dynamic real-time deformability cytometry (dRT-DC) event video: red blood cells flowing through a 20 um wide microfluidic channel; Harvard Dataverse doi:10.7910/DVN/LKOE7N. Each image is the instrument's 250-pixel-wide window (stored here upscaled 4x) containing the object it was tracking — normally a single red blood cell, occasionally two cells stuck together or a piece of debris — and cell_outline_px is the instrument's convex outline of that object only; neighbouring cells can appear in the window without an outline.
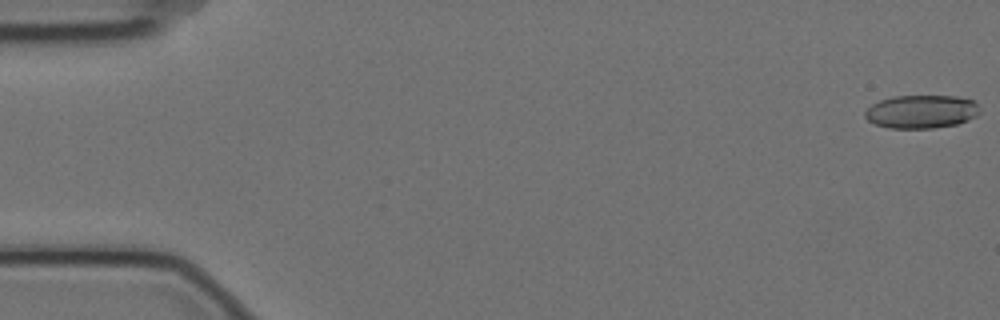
{"species": "Egyptian fruit bat (a non-hibernating species)", "species_latin": "Rousettus aegyptiacus", "temperature_condition": "cold", "stored_images_in_passage": 8, "camera_frame_rate_fps": 3000, "um_per_image_px": 0.085, "animal": {"sex": "female"}, "frame": {"image": 1, "passage_image": 1, "time_ms": 0.0, "image_size_px": [1000, 320], "cell_outline_px": [[980, 112], [976, 116], [968, 120], [956, 124], [932, 128], [888, 128], [876, 124], [868, 120], [864, 116], [864, 112], [872, 104], [880, 100], [892, 96], [956, 96], [972, 100], [976, 104]], "centroid_in_image_um": [78.3, 9.49], "position_along_channel_um": 6.7, "area_um2": 22.2}}
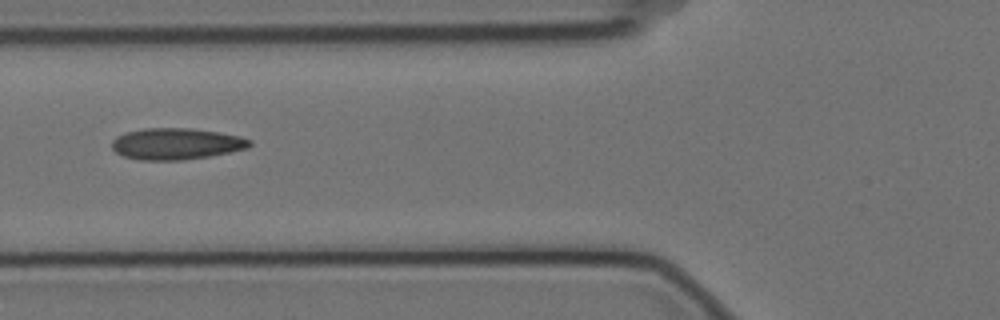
{"frame": {"image": 2, "passage_image": 7, "time_ms": 2.0, "image_size_px": [1000, 320], "cell_outline_px": [[252, 144], [248, 148], [208, 156], [180, 160], [140, 160], [124, 156], [116, 152], [112, 148], [112, 140], [116, 136], [124, 132], [144, 128], [188, 128], [216, 132], [240, 136], [252, 140]], "centroid_in_image_um": [14.95, 12.22], "position_along_channel_um": 110.8, "area_um2": 25.14}}
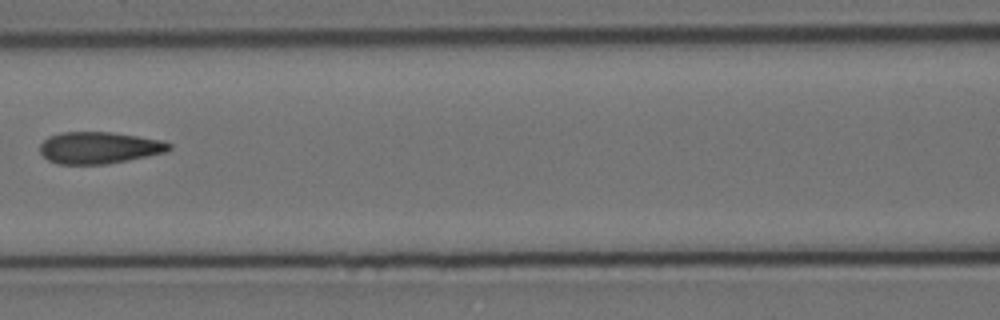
{"frame": {"image": 3, "passage_image": 8, "time_ms": 2.333, "image_size_px": [1000, 320], "cell_outline_px": [[172, 148], [168, 152], [108, 164], [56, 164], [48, 160], [40, 152], [40, 144], [48, 136], [60, 132], [112, 132], [160, 140], [172, 144]], "centroid_in_image_um": [8.42, 12.56], "position_along_channel_um": 158.2, "area_um2": 24.04}}